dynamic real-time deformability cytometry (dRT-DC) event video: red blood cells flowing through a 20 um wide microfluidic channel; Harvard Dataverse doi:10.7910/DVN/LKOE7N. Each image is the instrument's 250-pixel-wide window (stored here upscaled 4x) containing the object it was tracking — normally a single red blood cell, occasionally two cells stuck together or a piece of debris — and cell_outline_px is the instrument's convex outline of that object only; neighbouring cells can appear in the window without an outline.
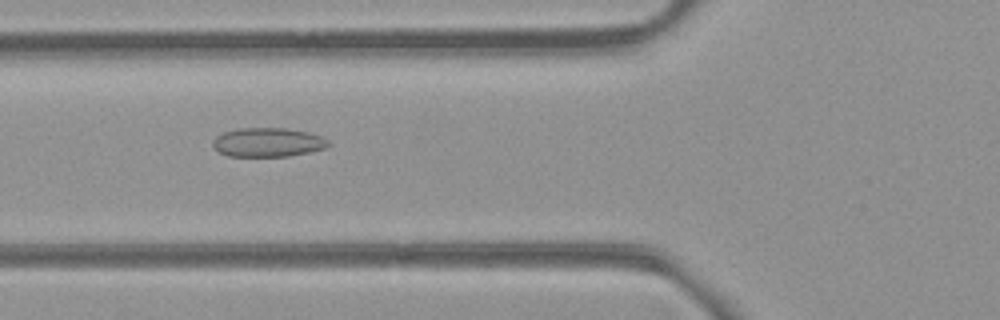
{"species": "common noctule bat (a hibernating species)", "species_latin": "Nyctalus noctula", "temperature_condition": "room temperature", "stored_images_in_passage": 53, "camera_frame_rate_fps": 3000, "um_per_image_px": 0.085, "animal": {"sex": "female", "body_mass_g": 21.9}, "frame": {"image": 1, "passage_image": 20, "time_ms": 6.333, "image_size_px": [1000, 320], "cell_outline_px": [[332, 144], [324, 148], [308, 152], [288, 156], [228, 156], [212, 148], [212, 140], [216, 136], [224, 132], [240, 128], [284, 128], [308, 132], [320, 136], [328, 140]], "centroid_in_image_um": [22.74, 12.09], "position_along_channel_um": 103.1, "area_um2": 19.54}}
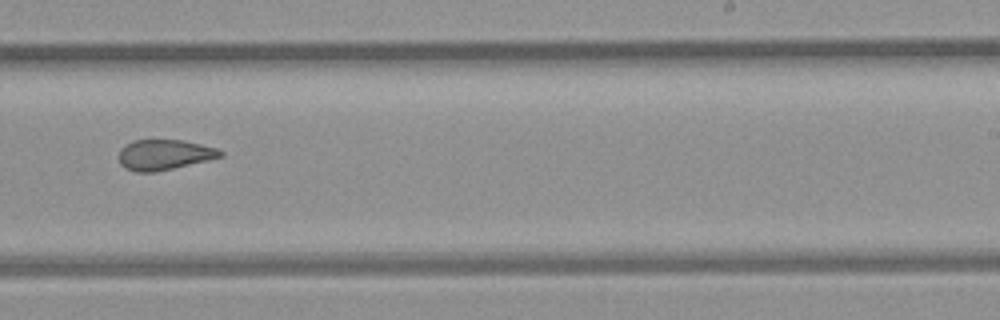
{"frame": {"image": 2, "passage_image": 33, "time_ms": 10.667, "image_size_px": [1000, 320], "cell_outline_px": [[224, 156], [208, 160], [156, 172], [136, 172], [124, 168], [120, 164], [120, 148], [124, 144], [132, 140], [184, 140], [216, 148], [224, 152]], "centroid_in_image_um": [13.95, 13.15], "position_along_channel_um": 275.1, "area_um2": 18.03}}
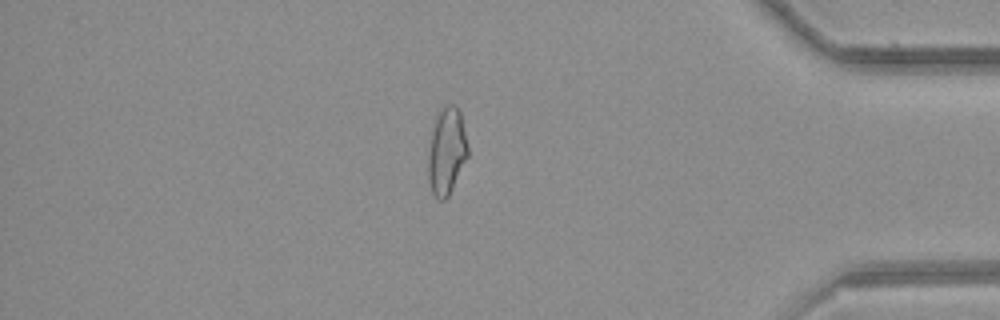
{"frame": {"image": 3, "passage_image": 45, "time_ms": 14.667, "image_size_px": [1000, 320], "cell_outline_px": [[468, 156], [448, 196], [444, 200], [436, 200], [432, 192], [428, 180], [428, 156], [432, 132], [440, 108], [444, 104], [456, 104], [460, 108], [468, 148]], "centroid_in_image_um": [37.97, 12.83], "position_along_channel_um": 397.2, "area_um2": 20.11}, "authors_computed_cell_mechanics": {"area_um2": 20.1144, "velocity_mm_per_s": 3.9618, "shape_relaxation_time_tau1_ms": null, "shape_relaxation_time_tau2_ms": 1.8728, "deformation_change_tau1": null, "deformation_change_tau2": 0.0852}}